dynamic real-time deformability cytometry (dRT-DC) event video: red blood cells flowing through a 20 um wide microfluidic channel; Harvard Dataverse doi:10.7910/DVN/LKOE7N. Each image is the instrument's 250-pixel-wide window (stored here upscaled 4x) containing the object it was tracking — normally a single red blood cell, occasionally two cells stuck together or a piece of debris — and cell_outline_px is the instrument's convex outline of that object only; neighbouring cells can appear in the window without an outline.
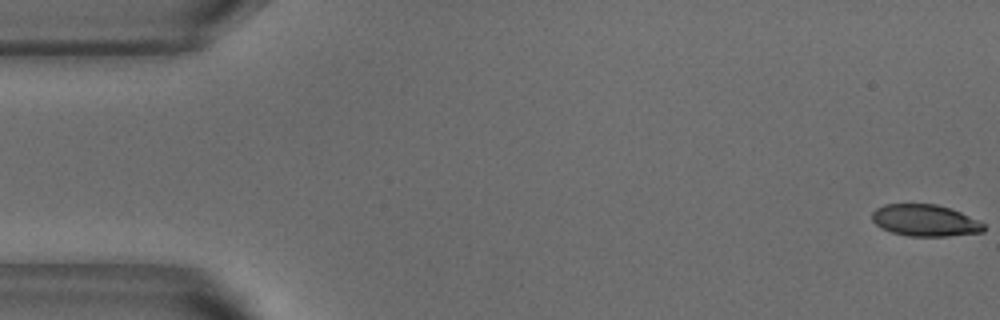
{"species": "common noctule bat (a hibernating species)", "species_latin": "Nyctalus noctula", "temperature_condition": "warm", "stored_images_in_passage": 53, "camera_frame_rate_fps": 3000, "um_per_image_px": 0.085, "animal": {"sex": "male", "body_mass_g": 18.8}, "frame": {"image": 1, "passage_image": 1, "time_ms": 0.0, "image_size_px": [1000, 320], "cell_outline_px": [[984, 232], [948, 236], [908, 236], [892, 232], [880, 228], [872, 220], [872, 212], [876, 208], [884, 204], [936, 204], [960, 212], [984, 224]], "centroid_in_image_um": [78.59, 18.74], "position_along_channel_um": 6.4, "area_um2": 20.52}}
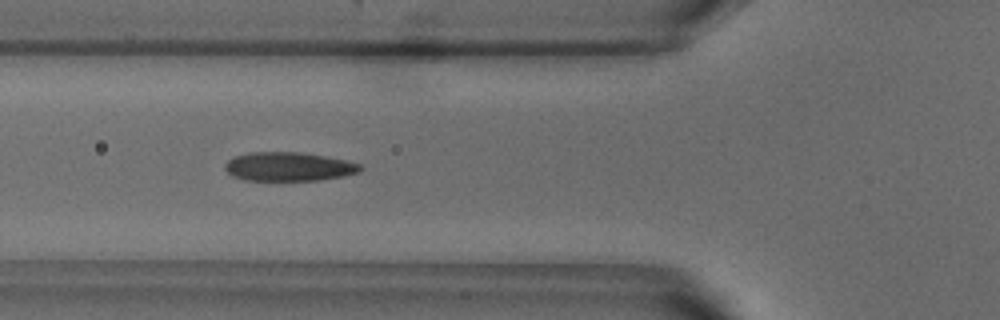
{"frame": {"image": 2, "passage_image": 19, "time_ms": 6.0, "image_size_px": [1000, 320], "cell_outline_px": [[364, 168], [360, 172], [320, 180], [248, 180], [232, 176], [224, 168], [224, 164], [228, 160], [236, 156], [248, 152], [300, 152], [324, 156], [344, 160], [360, 164]], "centroid_in_image_um": [24.52, 14.16], "position_along_channel_um": 101.3, "area_um2": 22.6}}
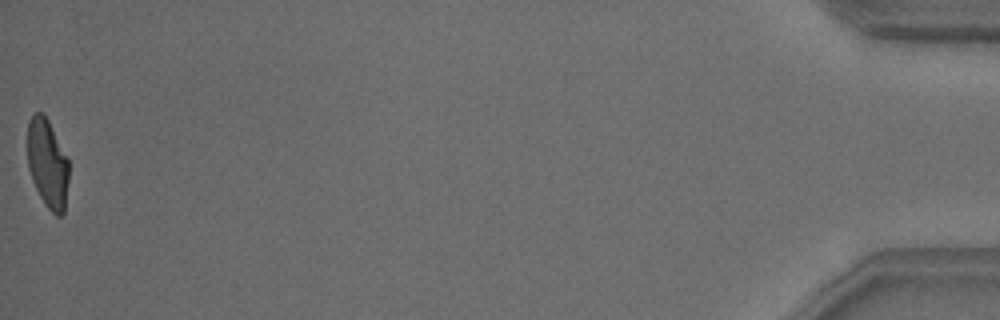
{"frame": {"image": 3, "passage_image": 53, "time_ms": 17.333, "image_size_px": [1000, 320], "cell_outline_px": [[68, 180], [64, 212], [60, 216], [56, 216], [44, 204], [32, 180], [28, 168], [28, 120], [32, 112], [44, 112], [68, 160]], "centroid_in_image_um": [4.02, 13.88], "position_along_channel_um": 431.2, "area_um2": 21.33}, "authors_computed_cell_mechanics": {"area_um2": 22.7732, "velocity_mm_per_s": 3.8122, "shape_relaxation_time_tau1_ms": 4.4195, "shape_relaxation_time_tau2_ms": 1.0092, "deformation_change_tau1": 0.1655, "deformation_change_tau2": 0.0747}}